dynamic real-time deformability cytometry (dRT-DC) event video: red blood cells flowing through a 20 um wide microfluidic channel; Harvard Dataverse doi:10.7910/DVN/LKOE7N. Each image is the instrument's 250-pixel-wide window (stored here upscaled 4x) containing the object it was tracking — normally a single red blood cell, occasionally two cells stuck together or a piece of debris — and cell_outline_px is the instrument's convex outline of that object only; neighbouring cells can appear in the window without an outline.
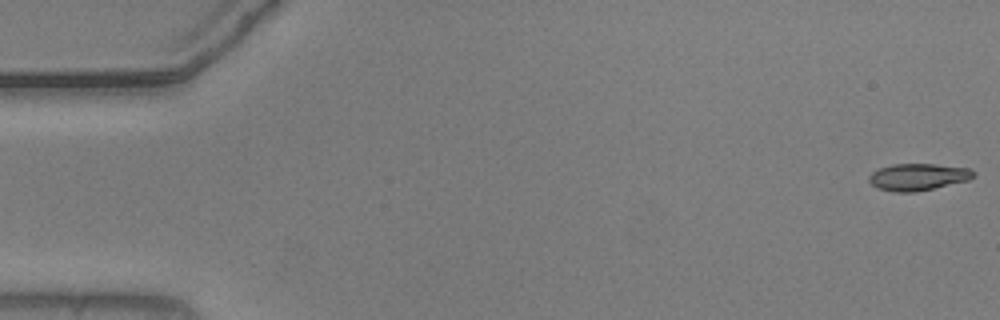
{"species": "common noctule bat (a hibernating species)", "species_latin": "Nyctalus noctula", "temperature_condition": "warm", "stored_images_in_passage": 14, "camera_frame_rate_fps": 3000, "um_per_image_px": 0.085, "animal": {"sex": "male", "body_mass_g": 20.5, "forearm_length_mm": 52.5}, "frame": {"image": 1, "passage_image": 1, "time_ms": 0.0, "image_size_px": [1000, 320], "cell_outline_px": [[976, 176], [968, 180], [916, 192], [892, 192], [876, 188], [868, 180], [868, 176], [872, 172], [880, 168], [892, 164], [936, 164], [968, 168], [976, 172]], "centroid_in_image_um": [78.02, 15.04], "position_along_channel_um": 7.0, "area_um2": 16.47}}